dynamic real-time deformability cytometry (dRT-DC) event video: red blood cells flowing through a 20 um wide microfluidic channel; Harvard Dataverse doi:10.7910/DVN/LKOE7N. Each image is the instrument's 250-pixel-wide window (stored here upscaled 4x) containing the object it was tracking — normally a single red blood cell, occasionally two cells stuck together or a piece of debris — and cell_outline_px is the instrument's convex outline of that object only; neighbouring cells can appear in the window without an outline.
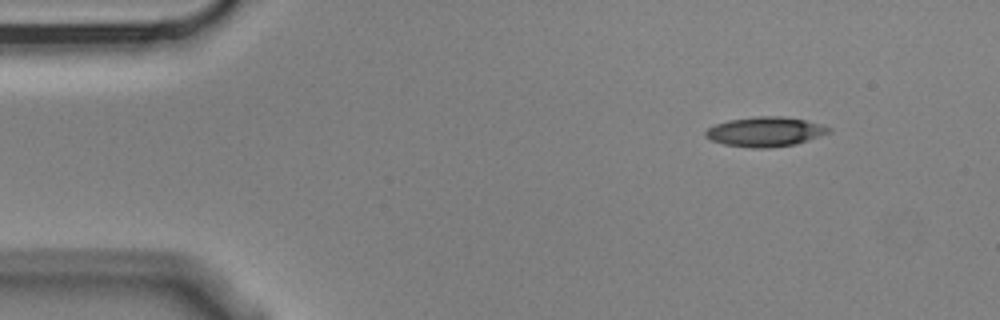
{"species": "Egyptian fruit bat (a non-hibernating species)", "species_latin": "Rousettus aegyptiacus", "temperature_condition": "cold", "stored_images_in_passage": 4, "camera_frame_rate_fps": 3000, "um_per_image_px": 0.085, "animal": {"sex": "male"}, "frame": {"image": 1, "passage_image": 1, "time_ms": 0.0, "image_size_px": [1000, 320], "cell_outline_px": [[832, 132], [796, 144], [768, 148], [752, 148], [724, 144], [712, 140], [704, 136], [704, 132], [708, 128], [716, 124], [728, 120], [756, 116], [784, 116], [804, 120], [820, 124], [832, 128]], "centroid_in_image_um": [65.05, 11.19], "position_along_channel_um": 19.9, "area_um2": 21.33}}
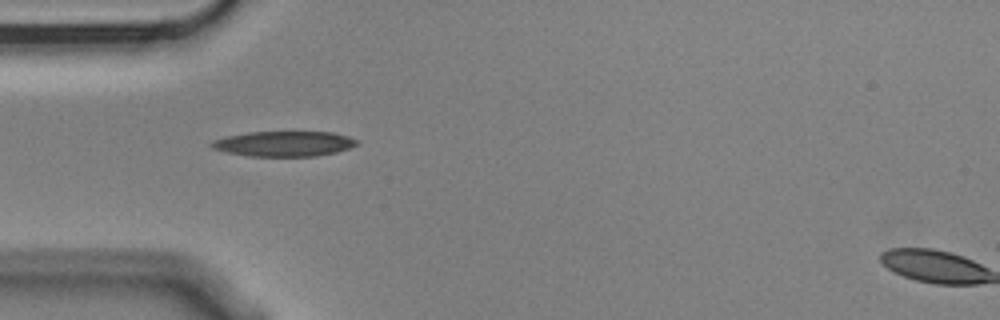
{"frame": {"image": 2, "passage_image": 3, "time_ms": 0.667, "image_size_px": [1000, 320], "cell_outline_px": [[360, 144], [336, 152], [316, 156], [248, 156], [228, 152], [212, 148], [208, 144], [212, 140], [224, 136], [248, 132], [332, 132], [348, 136], [356, 140]], "centroid_in_image_um": [24.11, 12.21], "position_along_channel_um": 60.9, "area_um2": 21.39}}
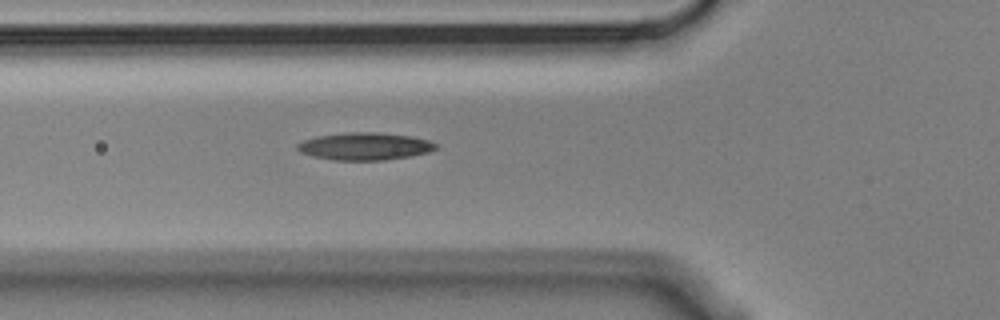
{"frame": {"image": 3, "passage_image": 4, "time_ms": 1.0, "image_size_px": [1000, 320], "cell_outline_px": [[436, 148], [428, 152], [408, 156], [384, 160], [332, 160], [312, 156], [300, 152], [296, 148], [296, 144], [304, 140], [316, 136], [348, 132], [376, 132], [412, 136], [428, 140], [436, 144]], "centroid_in_image_um": [30.96, 12.43], "position_along_channel_um": 94.8, "area_um2": 22.08}}